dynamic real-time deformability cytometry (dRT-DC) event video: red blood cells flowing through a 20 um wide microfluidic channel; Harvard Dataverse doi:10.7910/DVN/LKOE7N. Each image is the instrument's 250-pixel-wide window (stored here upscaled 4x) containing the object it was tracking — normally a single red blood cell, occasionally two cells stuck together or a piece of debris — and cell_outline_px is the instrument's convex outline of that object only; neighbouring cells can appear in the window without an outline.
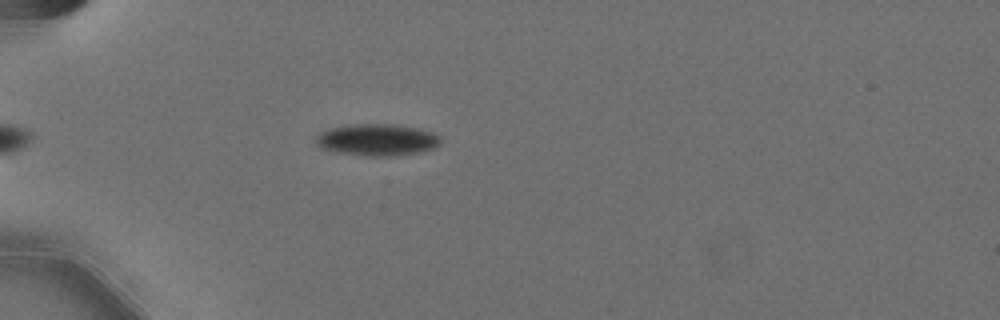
{"species": "Egyptian fruit bat (a non-hibernating species)", "species_latin": "Rousettus aegyptiacus", "temperature_condition": "cold", "stored_images_in_passage": 31, "camera_frame_rate_fps": 3000, "um_per_image_px": 0.085, "animal": {"sex": "female"}, "frame": {"image": 1, "passage_image": 5, "time_ms": 1.333, "image_size_px": [1000, 320], "cell_outline_px": [[440, 144], [432, 148], [420, 152], [384, 156], [372, 156], [340, 152], [324, 148], [316, 140], [316, 136], [320, 132], [328, 128], [348, 124], [392, 124], [416, 128], [432, 132], [440, 136]], "centroid_in_image_um": [32.07, 11.86], "position_along_channel_um": 52.9, "area_um2": 22.66}}
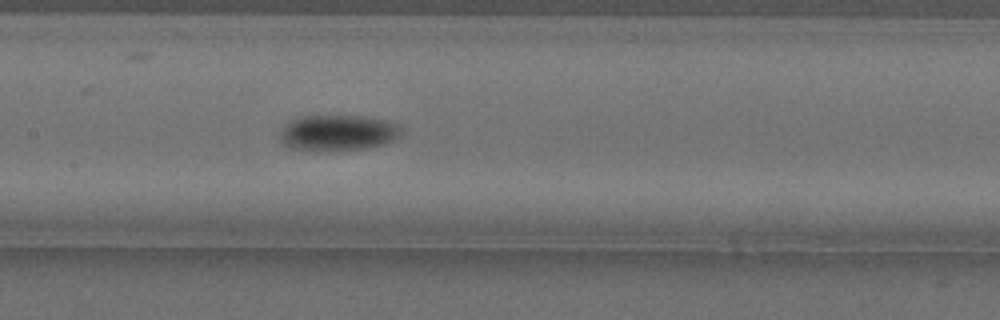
{"frame": {"image": 2, "passage_image": 17, "time_ms": 5.333, "image_size_px": [1000, 320], "cell_outline_px": [[400, 132], [392, 140], [384, 144], [368, 148], [328, 152], [292, 148], [284, 144], [280, 140], [280, 132], [292, 120], [300, 116], [364, 116], [384, 120], [396, 124], [400, 128]], "centroid_in_image_um": [28.69, 11.31], "position_along_channel_um": 178.7, "area_um2": 25.2}}
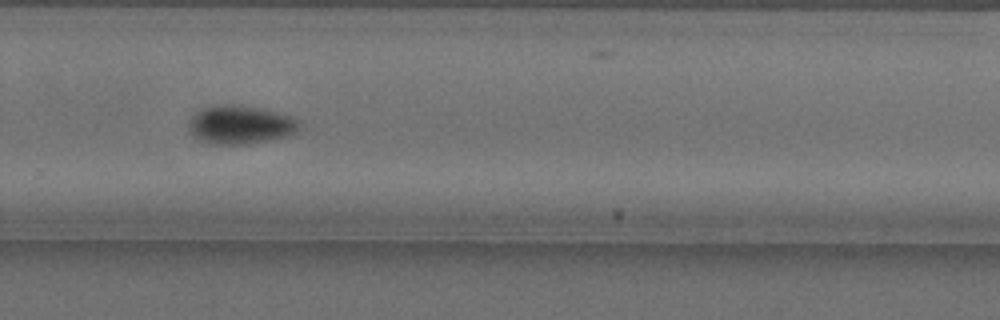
{"frame": {"image": 3, "passage_image": 28, "time_ms": 9.0, "image_size_px": [1000, 320], "cell_outline_px": [[300, 128], [296, 132], [284, 136], [268, 140], [244, 144], [212, 144], [196, 140], [188, 128], [188, 124], [192, 116], [204, 108], [216, 104], [240, 104], [296, 116], [300, 120]], "centroid_in_image_um": [20.44, 10.59], "position_along_channel_um": 309.4, "area_um2": 25.09}}